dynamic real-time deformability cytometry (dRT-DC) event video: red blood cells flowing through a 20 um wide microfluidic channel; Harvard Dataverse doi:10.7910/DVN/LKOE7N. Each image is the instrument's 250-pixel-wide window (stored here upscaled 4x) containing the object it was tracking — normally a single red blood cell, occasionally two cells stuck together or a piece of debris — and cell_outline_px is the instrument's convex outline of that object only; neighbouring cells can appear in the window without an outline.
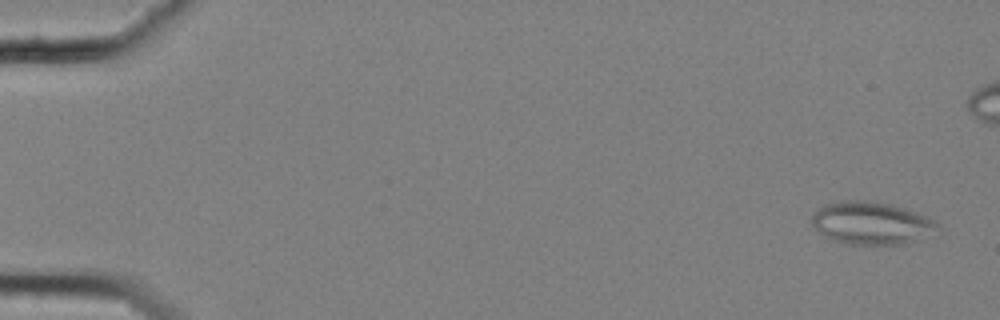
{"species": "common noctule bat (a hibernating species)", "species_latin": "Nyctalus noctula", "temperature_condition": "cold", "stored_images_in_passage": 53, "camera_frame_rate_fps": 3000, "um_per_image_px": 0.085, "animal": {"sex": "female", "body_mass_g": 25.1}, "frame": {"image": 1, "passage_image": 3, "time_ms": 0.667, "image_size_px": [1000, 320], "cell_outline_px": [[940, 228], [904, 244], [844, 244], [832, 240], [824, 236], [812, 224], [812, 216], [816, 208], [824, 204], [840, 200], [864, 200], [892, 204], [904, 208], [924, 216], [940, 224]], "centroid_in_image_um": [73.98, 18.94], "position_along_channel_um": 11.0, "area_um2": 30.98}}
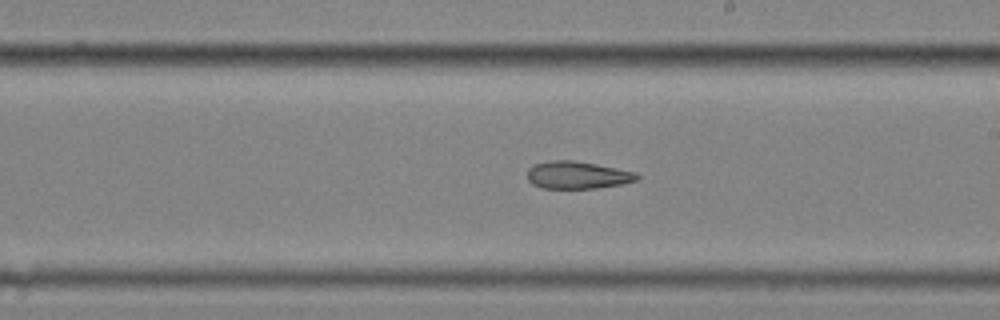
{"frame": {"image": 2, "passage_image": 35, "time_ms": 11.333, "image_size_px": [1000, 320], "cell_outline_px": [[640, 180], [620, 184], [596, 188], [540, 188], [532, 184], [528, 180], [528, 168], [536, 164], [552, 160], [572, 160], [596, 164], [636, 172], [640, 176]], "centroid_in_image_um": [49.09, 14.88], "position_along_channel_um": 239.9, "area_um2": 17.51}}
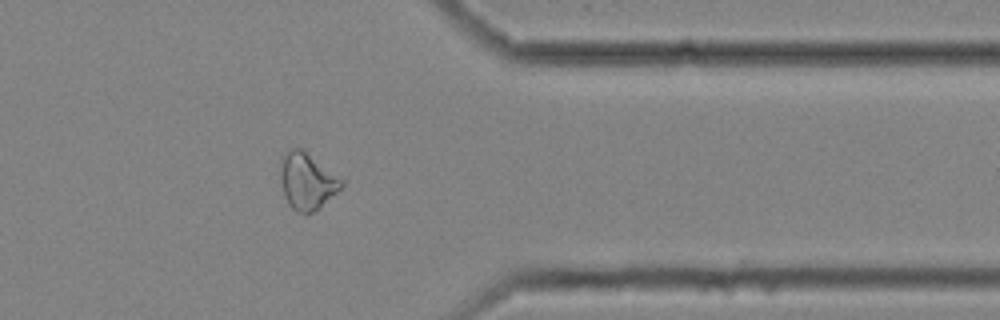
{"frame": {"image": 3, "passage_image": 48, "time_ms": 15.667, "image_size_px": [1000, 320], "cell_outline_px": [[344, 184], [320, 208], [304, 216], [296, 212], [288, 204], [284, 196], [280, 180], [280, 172], [284, 152], [292, 148], [300, 148], [344, 180]], "centroid_in_image_um": [26.08, 15.44], "position_along_channel_um": 385.3, "area_um2": 20.06}}